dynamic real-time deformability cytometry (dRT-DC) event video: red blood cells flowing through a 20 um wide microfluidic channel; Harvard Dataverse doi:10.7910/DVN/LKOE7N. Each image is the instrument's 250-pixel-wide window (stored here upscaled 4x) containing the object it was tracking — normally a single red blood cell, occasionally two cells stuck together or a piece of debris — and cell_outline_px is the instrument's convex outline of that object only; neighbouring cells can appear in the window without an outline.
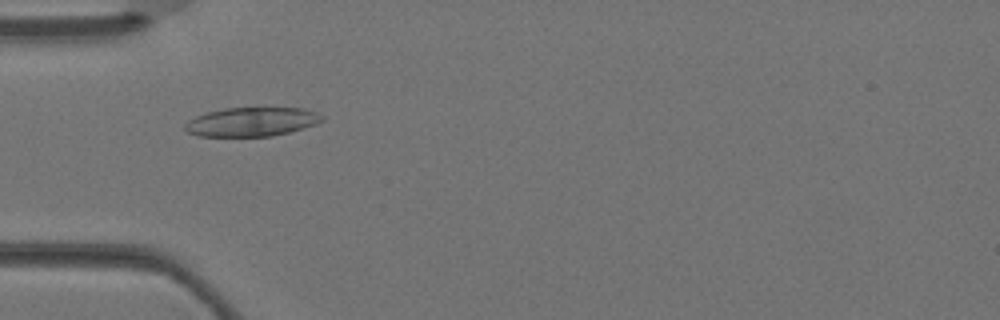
{"species": "Egyptian fruit bat (a non-hibernating species)", "species_latin": "Rousettus aegyptiacus", "temperature_condition": "warm", "stored_images_in_passage": 3, "camera_frame_rate_fps": 3000, "um_per_image_px": 0.085, "animal": {"sex": "female"}, "frame": {"image": 1, "passage_image": 2, "time_ms": 0.333, "image_size_px": [1000, 320], "cell_outline_px": [[324, 120], [316, 124], [288, 132], [272, 136], [200, 136], [188, 132], [184, 128], [184, 124], [188, 120], [204, 112], [224, 108], [304, 108], [316, 112], [324, 116]], "centroid_in_image_um": [21.38, 10.34], "position_along_channel_um": 63.6, "area_um2": 23.18}}
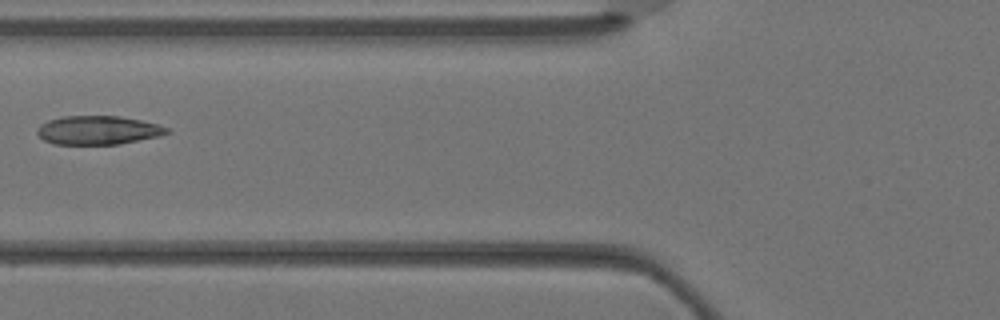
{"frame": {"image": 2, "passage_image": 3, "time_ms": 0.667, "image_size_px": [1000, 320], "cell_outline_px": [[172, 132], [160, 136], [120, 144], [52, 144], [44, 140], [36, 132], [36, 128], [40, 124], [48, 120], [60, 116], [120, 116], [140, 120], [156, 124], [168, 128]], "centroid_in_image_um": [8.32, 11.06], "position_along_channel_um": 117.5, "area_um2": 21.85}}